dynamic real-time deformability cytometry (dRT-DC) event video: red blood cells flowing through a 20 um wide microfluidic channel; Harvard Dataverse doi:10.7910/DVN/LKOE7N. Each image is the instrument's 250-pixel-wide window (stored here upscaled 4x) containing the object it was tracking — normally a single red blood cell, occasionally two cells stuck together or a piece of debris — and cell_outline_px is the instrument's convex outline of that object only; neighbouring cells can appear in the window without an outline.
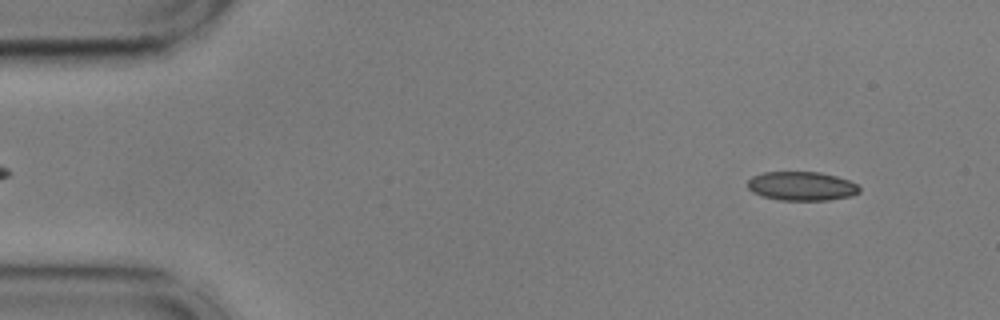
{"species": "common noctule bat (a hibernating species)", "species_latin": "Nyctalus noctula", "temperature_condition": "cold", "stored_images_in_passage": 14, "segment_of_instrument_passage": [1, 2], "camera_frame_rate_fps": 3000, "um_per_image_px": 0.085, "animal": {"sex": "male", "body_mass_g": 17.9, "forearm_length_mm": 54.2}, "frame": {"image": 1, "passage_image": 4, "time_ms": 1.0, "image_size_px": [1000, 320], "cell_outline_px": [[860, 192], [852, 196], [828, 200], [780, 200], [760, 196], [752, 192], [748, 188], [748, 180], [752, 176], [764, 172], [820, 172], [836, 176], [848, 180], [856, 184], [860, 188]], "centroid_in_image_um": [68.13, 15.82], "position_along_channel_um": 16.9, "area_um2": 18.96}}
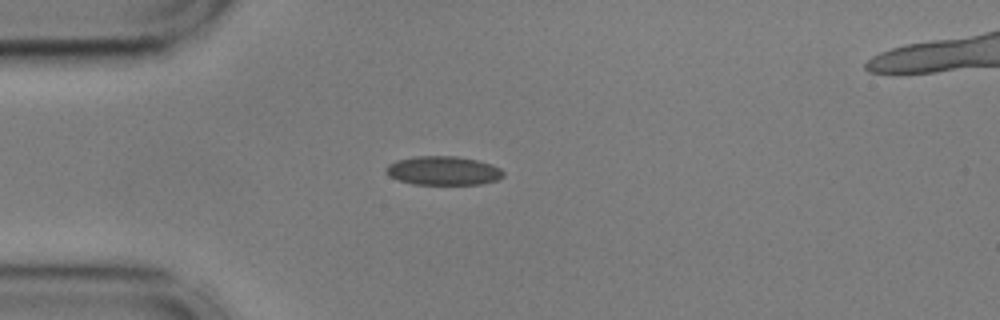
{"frame": {"image": 2, "passage_image": 13, "time_ms": 4.0, "image_size_px": [1000, 320], "cell_outline_px": [[504, 176], [496, 180], [480, 184], [412, 184], [388, 176], [384, 168], [388, 164], [396, 160], [412, 156], [456, 156], [476, 160], [492, 164], [500, 168], [504, 172]], "centroid_in_image_um": [37.65, 14.5], "position_along_channel_um": 47.4, "area_um2": 19.83}}